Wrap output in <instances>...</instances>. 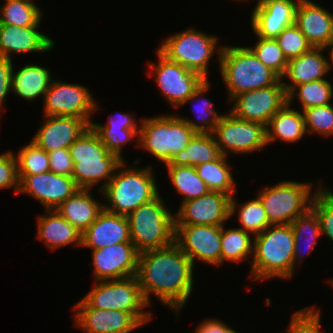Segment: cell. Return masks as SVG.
Listing matches in <instances>:
<instances>
[{
  "mask_svg": "<svg viewBox=\"0 0 333 333\" xmlns=\"http://www.w3.org/2000/svg\"><path fill=\"white\" fill-rule=\"evenodd\" d=\"M14 69L13 61L0 57V112L3 109L4 101L11 91V76Z\"/></svg>",
  "mask_w": 333,
  "mask_h": 333,
  "instance_id": "49",
  "label": "cell"
},
{
  "mask_svg": "<svg viewBox=\"0 0 333 333\" xmlns=\"http://www.w3.org/2000/svg\"><path fill=\"white\" fill-rule=\"evenodd\" d=\"M51 79L48 68L36 64L24 65L17 72L12 70L11 91L27 101H34L36 98L44 97Z\"/></svg>",
  "mask_w": 333,
  "mask_h": 333,
  "instance_id": "28",
  "label": "cell"
},
{
  "mask_svg": "<svg viewBox=\"0 0 333 333\" xmlns=\"http://www.w3.org/2000/svg\"><path fill=\"white\" fill-rule=\"evenodd\" d=\"M73 161L72 178L79 189L99 185V193L113 178L117 168L124 162L118 155L107 150L97 133L89 126L68 148Z\"/></svg>",
  "mask_w": 333,
  "mask_h": 333,
  "instance_id": "2",
  "label": "cell"
},
{
  "mask_svg": "<svg viewBox=\"0 0 333 333\" xmlns=\"http://www.w3.org/2000/svg\"><path fill=\"white\" fill-rule=\"evenodd\" d=\"M47 153L49 156L50 171L72 177L73 161L68 149L60 148Z\"/></svg>",
  "mask_w": 333,
  "mask_h": 333,
  "instance_id": "48",
  "label": "cell"
},
{
  "mask_svg": "<svg viewBox=\"0 0 333 333\" xmlns=\"http://www.w3.org/2000/svg\"><path fill=\"white\" fill-rule=\"evenodd\" d=\"M94 287L83 300L92 308L120 310L131 313L142 325L152 318L151 312L143 309L148 306L143 297L137 276L122 279L95 281Z\"/></svg>",
  "mask_w": 333,
  "mask_h": 333,
  "instance_id": "8",
  "label": "cell"
},
{
  "mask_svg": "<svg viewBox=\"0 0 333 333\" xmlns=\"http://www.w3.org/2000/svg\"><path fill=\"white\" fill-rule=\"evenodd\" d=\"M212 134L224 156L229 152L240 155L256 152L268 145L264 124L238 119L230 111L220 118Z\"/></svg>",
  "mask_w": 333,
  "mask_h": 333,
  "instance_id": "11",
  "label": "cell"
},
{
  "mask_svg": "<svg viewBox=\"0 0 333 333\" xmlns=\"http://www.w3.org/2000/svg\"><path fill=\"white\" fill-rule=\"evenodd\" d=\"M152 170V166L127 168L124 161L101 191L102 195H105L104 199H107L108 202V204H104V209L128 216L141 204L154 199L160 192Z\"/></svg>",
  "mask_w": 333,
  "mask_h": 333,
  "instance_id": "4",
  "label": "cell"
},
{
  "mask_svg": "<svg viewBox=\"0 0 333 333\" xmlns=\"http://www.w3.org/2000/svg\"><path fill=\"white\" fill-rule=\"evenodd\" d=\"M193 268L190 258L175 242L139 253L136 276L147 304H151V295H155L179 314L193 292Z\"/></svg>",
  "mask_w": 333,
  "mask_h": 333,
  "instance_id": "1",
  "label": "cell"
},
{
  "mask_svg": "<svg viewBox=\"0 0 333 333\" xmlns=\"http://www.w3.org/2000/svg\"><path fill=\"white\" fill-rule=\"evenodd\" d=\"M230 199L225 193L209 191L199 198L181 202L175 225H224L230 218Z\"/></svg>",
  "mask_w": 333,
  "mask_h": 333,
  "instance_id": "17",
  "label": "cell"
},
{
  "mask_svg": "<svg viewBox=\"0 0 333 333\" xmlns=\"http://www.w3.org/2000/svg\"><path fill=\"white\" fill-rule=\"evenodd\" d=\"M89 89L79 84L52 80L44 94V116H71L92 122L99 106Z\"/></svg>",
  "mask_w": 333,
  "mask_h": 333,
  "instance_id": "12",
  "label": "cell"
},
{
  "mask_svg": "<svg viewBox=\"0 0 333 333\" xmlns=\"http://www.w3.org/2000/svg\"><path fill=\"white\" fill-rule=\"evenodd\" d=\"M307 133L325 137L333 135V106L327 104L302 110Z\"/></svg>",
  "mask_w": 333,
  "mask_h": 333,
  "instance_id": "42",
  "label": "cell"
},
{
  "mask_svg": "<svg viewBox=\"0 0 333 333\" xmlns=\"http://www.w3.org/2000/svg\"><path fill=\"white\" fill-rule=\"evenodd\" d=\"M140 129H124L117 132H96L107 150L118 155L121 159L122 149L125 144L131 142L132 139L139 137Z\"/></svg>",
  "mask_w": 333,
  "mask_h": 333,
  "instance_id": "45",
  "label": "cell"
},
{
  "mask_svg": "<svg viewBox=\"0 0 333 333\" xmlns=\"http://www.w3.org/2000/svg\"><path fill=\"white\" fill-rule=\"evenodd\" d=\"M299 0H258L251 15L256 37L273 38L295 23Z\"/></svg>",
  "mask_w": 333,
  "mask_h": 333,
  "instance_id": "20",
  "label": "cell"
},
{
  "mask_svg": "<svg viewBox=\"0 0 333 333\" xmlns=\"http://www.w3.org/2000/svg\"><path fill=\"white\" fill-rule=\"evenodd\" d=\"M222 225H175V243L186 254L193 265L195 260L221 265Z\"/></svg>",
  "mask_w": 333,
  "mask_h": 333,
  "instance_id": "15",
  "label": "cell"
},
{
  "mask_svg": "<svg viewBox=\"0 0 333 333\" xmlns=\"http://www.w3.org/2000/svg\"><path fill=\"white\" fill-rule=\"evenodd\" d=\"M280 79L276 84L235 96L229 110L236 118L268 124L271 117L287 103V93Z\"/></svg>",
  "mask_w": 333,
  "mask_h": 333,
  "instance_id": "14",
  "label": "cell"
},
{
  "mask_svg": "<svg viewBox=\"0 0 333 333\" xmlns=\"http://www.w3.org/2000/svg\"><path fill=\"white\" fill-rule=\"evenodd\" d=\"M33 0H5L0 8V24L18 27L39 26L42 13Z\"/></svg>",
  "mask_w": 333,
  "mask_h": 333,
  "instance_id": "36",
  "label": "cell"
},
{
  "mask_svg": "<svg viewBox=\"0 0 333 333\" xmlns=\"http://www.w3.org/2000/svg\"><path fill=\"white\" fill-rule=\"evenodd\" d=\"M286 103L277 111L266 125L267 144L280 139L286 143L298 142L306 133L305 121L302 112L291 109Z\"/></svg>",
  "mask_w": 333,
  "mask_h": 333,
  "instance_id": "29",
  "label": "cell"
},
{
  "mask_svg": "<svg viewBox=\"0 0 333 333\" xmlns=\"http://www.w3.org/2000/svg\"><path fill=\"white\" fill-rule=\"evenodd\" d=\"M251 277L288 279L294 271V235L290 224L270 225L253 237Z\"/></svg>",
  "mask_w": 333,
  "mask_h": 333,
  "instance_id": "3",
  "label": "cell"
},
{
  "mask_svg": "<svg viewBox=\"0 0 333 333\" xmlns=\"http://www.w3.org/2000/svg\"><path fill=\"white\" fill-rule=\"evenodd\" d=\"M295 95L302 104L301 111L306 108L324 106L330 104V100L333 97V86L330 81L326 79L294 86L287 93V103L290 106L292 105Z\"/></svg>",
  "mask_w": 333,
  "mask_h": 333,
  "instance_id": "38",
  "label": "cell"
},
{
  "mask_svg": "<svg viewBox=\"0 0 333 333\" xmlns=\"http://www.w3.org/2000/svg\"><path fill=\"white\" fill-rule=\"evenodd\" d=\"M324 47H312L308 52L299 57L288 60L287 68L282 76L290 79L289 82H282L286 93L294 86L315 82L325 79L324 76L329 73L328 63L323 55Z\"/></svg>",
  "mask_w": 333,
  "mask_h": 333,
  "instance_id": "25",
  "label": "cell"
},
{
  "mask_svg": "<svg viewBox=\"0 0 333 333\" xmlns=\"http://www.w3.org/2000/svg\"><path fill=\"white\" fill-rule=\"evenodd\" d=\"M321 309L314 306L295 311L289 324V333H324L321 330Z\"/></svg>",
  "mask_w": 333,
  "mask_h": 333,
  "instance_id": "44",
  "label": "cell"
},
{
  "mask_svg": "<svg viewBox=\"0 0 333 333\" xmlns=\"http://www.w3.org/2000/svg\"><path fill=\"white\" fill-rule=\"evenodd\" d=\"M295 24L313 47H325L333 41V15L310 0H299Z\"/></svg>",
  "mask_w": 333,
  "mask_h": 333,
  "instance_id": "24",
  "label": "cell"
},
{
  "mask_svg": "<svg viewBox=\"0 0 333 333\" xmlns=\"http://www.w3.org/2000/svg\"><path fill=\"white\" fill-rule=\"evenodd\" d=\"M16 159L18 174H39L50 171L48 153L32 141L19 150Z\"/></svg>",
  "mask_w": 333,
  "mask_h": 333,
  "instance_id": "40",
  "label": "cell"
},
{
  "mask_svg": "<svg viewBox=\"0 0 333 333\" xmlns=\"http://www.w3.org/2000/svg\"><path fill=\"white\" fill-rule=\"evenodd\" d=\"M329 282V284H331L332 285V287H333V278L332 279H330V281H328Z\"/></svg>",
  "mask_w": 333,
  "mask_h": 333,
  "instance_id": "52",
  "label": "cell"
},
{
  "mask_svg": "<svg viewBox=\"0 0 333 333\" xmlns=\"http://www.w3.org/2000/svg\"><path fill=\"white\" fill-rule=\"evenodd\" d=\"M13 187L15 192L19 190V178L17 159L13 152L0 154V189Z\"/></svg>",
  "mask_w": 333,
  "mask_h": 333,
  "instance_id": "46",
  "label": "cell"
},
{
  "mask_svg": "<svg viewBox=\"0 0 333 333\" xmlns=\"http://www.w3.org/2000/svg\"><path fill=\"white\" fill-rule=\"evenodd\" d=\"M218 62L230 102L243 92L274 85L281 79L248 47L225 45Z\"/></svg>",
  "mask_w": 333,
  "mask_h": 333,
  "instance_id": "5",
  "label": "cell"
},
{
  "mask_svg": "<svg viewBox=\"0 0 333 333\" xmlns=\"http://www.w3.org/2000/svg\"><path fill=\"white\" fill-rule=\"evenodd\" d=\"M331 50H330V49ZM324 49L326 50V49H329L328 51H330L329 52V54H330V60H327V63H328V71H330L331 70V68L333 67V41L329 44V45H326L325 47H324Z\"/></svg>",
  "mask_w": 333,
  "mask_h": 333,
  "instance_id": "51",
  "label": "cell"
},
{
  "mask_svg": "<svg viewBox=\"0 0 333 333\" xmlns=\"http://www.w3.org/2000/svg\"><path fill=\"white\" fill-rule=\"evenodd\" d=\"M174 189L183 196V201L199 198L210 190L193 166L166 165Z\"/></svg>",
  "mask_w": 333,
  "mask_h": 333,
  "instance_id": "35",
  "label": "cell"
},
{
  "mask_svg": "<svg viewBox=\"0 0 333 333\" xmlns=\"http://www.w3.org/2000/svg\"><path fill=\"white\" fill-rule=\"evenodd\" d=\"M248 232L240 228L226 229L222 225L221 264L224 261L241 262L253 255L254 240Z\"/></svg>",
  "mask_w": 333,
  "mask_h": 333,
  "instance_id": "34",
  "label": "cell"
},
{
  "mask_svg": "<svg viewBox=\"0 0 333 333\" xmlns=\"http://www.w3.org/2000/svg\"><path fill=\"white\" fill-rule=\"evenodd\" d=\"M38 28L39 26L18 27L0 24V57L12 60L14 53H44L51 50L55 41L39 32Z\"/></svg>",
  "mask_w": 333,
  "mask_h": 333,
  "instance_id": "23",
  "label": "cell"
},
{
  "mask_svg": "<svg viewBox=\"0 0 333 333\" xmlns=\"http://www.w3.org/2000/svg\"><path fill=\"white\" fill-rule=\"evenodd\" d=\"M73 309L75 325L85 333H130L142 326L129 312L92 308L83 299Z\"/></svg>",
  "mask_w": 333,
  "mask_h": 333,
  "instance_id": "19",
  "label": "cell"
},
{
  "mask_svg": "<svg viewBox=\"0 0 333 333\" xmlns=\"http://www.w3.org/2000/svg\"><path fill=\"white\" fill-rule=\"evenodd\" d=\"M92 251L95 281L115 280L137 275L139 252L132 242L110 245Z\"/></svg>",
  "mask_w": 333,
  "mask_h": 333,
  "instance_id": "18",
  "label": "cell"
},
{
  "mask_svg": "<svg viewBox=\"0 0 333 333\" xmlns=\"http://www.w3.org/2000/svg\"><path fill=\"white\" fill-rule=\"evenodd\" d=\"M293 229L294 235V269L295 265L303 262L304 253H312L314 250L315 245L318 242L317 240L322 235L320 222L316 213L310 208L304 214L295 218L292 223L290 224ZM305 237V239H304ZM303 238V239H302ZM302 240L307 241L306 244L308 246V251H301ZM301 245V246H300Z\"/></svg>",
  "mask_w": 333,
  "mask_h": 333,
  "instance_id": "32",
  "label": "cell"
},
{
  "mask_svg": "<svg viewBox=\"0 0 333 333\" xmlns=\"http://www.w3.org/2000/svg\"><path fill=\"white\" fill-rule=\"evenodd\" d=\"M18 178V192L40 201L46 210H55L79 189L72 177L52 171L39 174H18Z\"/></svg>",
  "mask_w": 333,
  "mask_h": 333,
  "instance_id": "16",
  "label": "cell"
},
{
  "mask_svg": "<svg viewBox=\"0 0 333 333\" xmlns=\"http://www.w3.org/2000/svg\"><path fill=\"white\" fill-rule=\"evenodd\" d=\"M43 125L31 139L46 152L68 149L90 126L85 120L71 116H44Z\"/></svg>",
  "mask_w": 333,
  "mask_h": 333,
  "instance_id": "21",
  "label": "cell"
},
{
  "mask_svg": "<svg viewBox=\"0 0 333 333\" xmlns=\"http://www.w3.org/2000/svg\"><path fill=\"white\" fill-rule=\"evenodd\" d=\"M237 205L236 199L233 196L230 199V218L238 212V220L241 223L240 229L253 234L254 237L270 226L266 211L258 196L253 200H248L241 204L238 207L239 210L237 209Z\"/></svg>",
  "mask_w": 333,
  "mask_h": 333,
  "instance_id": "37",
  "label": "cell"
},
{
  "mask_svg": "<svg viewBox=\"0 0 333 333\" xmlns=\"http://www.w3.org/2000/svg\"><path fill=\"white\" fill-rule=\"evenodd\" d=\"M313 194L311 209L320 222L321 233L333 241V192L323 185Z\"/></svg>",
  "mask_w": 333,
  "mask_h": 333,
  "instance_id": "41",
  "label": "cell"
},
{
  "mask_svg": "<svg viewBox=\"0 0 333 333\" xmlns=\"http://www.w3.org/2000/svg\"><path fill=\"white\" fill-rule=\"evenodd\" d=\"M313 183L282 181L265 186L258 197L263 204L270 225L291 224L311 208ZM312 196V197H311Z\"/></svg>",
  "mask_w": 333,
  "mask_h": 333,
  "instance_id": "10",
  "label": "cell"
},
{
  "mask_svg": "<svg viewBox=\"0 0 333 333\" xmlns=\"http://www.w3.org/2000/svg\"><path fill=\"white\" fill-rule=\"evenodd\" d=\"M236 1H239V2H240V1H241V2H244V1H248V0H236Z\"/></svg>",
  "mask_w": 333,
  "mask_h": 333,
  "instance_id": "53",
  "label": "cell"
},
{
  "mask_svg": "<svg viewBox=\"0 0 333 333\" xmlns=\"http://www.w3.org/2000/svg\"><path fill=\"white\" fill-rule=\"evenodd\" d=\"M222 154L212 133H196L184 150L166 165L193 166L213 161Z\"/></svg>",
  "mask_w": 333,
  "mask_h": 333,
  "instance_id": "30",
  "label": "cell"
},
{
  "mask_svg": "<svg viewBox=\"0 0 333 333\" xmlns=\"http://www.w3.org/2000/svg\"><path fill=\"white\" fill-rule=\"evenodd\" d=\"M127 218L131 241L139 253L165 248L175 242V217L160 193L141 204Z\"/></svg>",
  "mask_w": 333,
  "mask_h": 333,
  "instance_id": "6",
  "label": "cell"
},
{
  "mask_svg": "<svg viewBox=\"0 0 333 333\" xmlns=\"http://www.w3.org/2000/svg\"><path fill=\"white\" fill-rule=\"evenodd\" d=\"M137 147L167 164L172 157L186 148L196 132L175 115H160L142 119Z\"/></svg>",
  "mask_w": 333,
  "mask_h": 333,
  "instance_id": "7",
  "label": "cell"
},
{
  "mask_svg": "<svg viewBox=\"0 0 333 333\" xmlns=\"http://www.w3.org/2000/svg\"><path fill=\"white\" fill-rule=\"evenodd\" d=\"M227 159V156L221 155L219 158L199 164L195 168L210 191L222 192L232 198L236 192V186L230 171L232 167Z\"/></svg>",
  "mask_w": 333,
  "mask_h": 333,
  "instance_id": "31",
  "label": "cell"
},
{
  "mask_svg": "<svg viewBox=\"0 0 333 333\" xmlns=\"http://www.w3.org/2000/svg\"><path fill=\"white\" fill-rule=\"evenodd\" d=\"M45 215L38 217L37 238L48 248L56 250L68 244L82 245V233L64 219L56 210H45Z\"/></svg>",
  "mask_w": 333,
  "mask_h": 333,
  "instance_id": "27",
  "label": "cell"
},
{
  "mask_svg": "<svg viewBox=\"0 0 333 333\" xmlns=\"http://www.w3.org/2000/svg\"><path fill=\"white\" fill-rule=\"evenodd\" d=\"M156 54L159 62H149L148 75H155L156 85L161 93L173 107L179 108L206 79L199 73L168 60L158 50Z\"/></svg>",
  "mask_w": 333,
  "mask_h": 333,
  "instance_id": "13",
  "label": "cell"
},
{
  "mask_svg": "<svg viewBox=\"0 0 333 333\" xmlns=\"http://www.w3.org/2000/svg\"><path fill=\"white\" fill-rule=\"evenodd\" d=\"M218 37L189 28L178 32L161 43L158 51L168 60L176 62L208 79V65L216 49L218 58L223 45L218 47Z\"/></svg>",
  "mask_w": 333,
  "mask_h": 333,
  "instance_id": "9",
  "label": "cell"
},
{
  "mask_svg": "<svg viewBox=\"0 0 333 333\" xmlns=\"http://www.w3.org/2000/svg\"><path fill=\"white\" fill-rule=\"evenodd\" d=\"M195 333H239L218 319H206L198 325Z\"/></svg>",
  "mask_w": 333,
  "mask_h": 333,
  "instance_id": "50",
  "label": "cell"
},
{
  "mask_svg": "<svg viewBox=\"0 0 333 333\" xmlns=\"http://www.w3.org/2000/svg\"><path fill=\"white\" fill-rule=\"evenodd\" d=\"M124 242H132L127 216L103 209L82 233L81 247L93 250Z\"/></svg>",
  "mask_w": 333,
  "mask_h": 333,
  "instance_id": "22",
  "label": "cell"
},
{
  "mask_svg": "<svg viewBox=\"0 0 333 333\" xmlns=\"http://www.w3.org/2000/svg\"><path fill=\"white\" fill-rule=\"evenodd\" d=\"M210 86L211 85L208 79L205 80L204 82L201 83V85L198 86V88L193 92V94L188 99H186L185 102L182 104L183 106L190 101L194 102L195 99L198 100L202 99L199 103L196 104V106H194L193 109H191V111L197 112L200 122H196L195 120H191L189 118L178 115V117L184 120L196 133H213L220 118L223 116V114L220 115L217 113L216 110H214L213 102H210V100L203 98L204 94H206V92L209 91Z\"/></svg>",
  "mask_w": 333,
  "mask_h": 333,
  "instance_id": "33",
  "label": "cell"
},
{
  "mask_svg": "<svg viewBox=\"0 0 333 333\" xmlns=\"http://www.w3.org/2000/svg\"><path fill=\"white\" fill-rule=\"evenodd\" d=\"M275 40L288 60L299 57L313 47L295 23L286 27Z\"/></svg>",
  "mask_w": 333,
  "mask_h": 333,
  "instance_id": "43",
  "label": "cell"
},
{
  "mask_svg": "<svg viewBox=\"0 0 333 333\" xmlns=\"http://www.w3.org/2000/svg\"><path fill=\"white\" fill-rule=\"evenodd\" d=\"M90 189H78L55 210L83 233L104 209V203H99L90 194Z\"/></svg>",
  "mask_w": 333,
  "mask_h": 333,
  "instance_id": "26",
  "label": "cell"
},
{
  "mask_svg": "<svg viewBox=\"0 0 333 333\" xmlns=\"http://www.w3.org/2000/svg\"><path fill=\"white\" fill-rule=\"evenodd\" d=\"M256 45L248 48L268 68L274 71L280 78L284 75L288 59L283 54L277 41L273 38L257 37Z\"/></svg>",
  "mask_w": 333,
  "mask_h": 333,
  "instance_id": "39",
  "label": "cell"
},
{
  "mask_svg": "<svg viewBox=\"0 0 333 333\" xmlns=\"http://www.w3.org/2000/svg\"><path fill=\"white\" fill-rule=\"evenodd\" d=\"M117 115L115 118L109 116L108 122L104 126L95 122H91L90 126L95 132H117L124 129H140L137 120L129 113L119 112Z\"/></svg>",
  "mask_w": 333,
  "mask_h": 333,
  "instance_id": "47",
  "label": "cell"
}]
</instances>
